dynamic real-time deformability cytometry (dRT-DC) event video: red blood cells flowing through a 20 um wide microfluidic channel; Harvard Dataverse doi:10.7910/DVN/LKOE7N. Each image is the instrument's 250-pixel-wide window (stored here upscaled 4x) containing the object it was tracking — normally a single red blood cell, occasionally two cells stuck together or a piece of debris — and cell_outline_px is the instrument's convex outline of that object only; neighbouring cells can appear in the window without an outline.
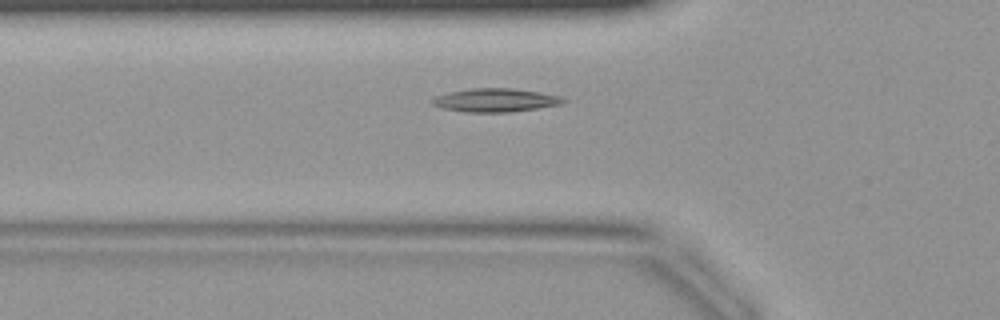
{"species": "common noctule bat (a hibernating species)", "species_latin": "Nyctalus noctula", "temperature_condition": "warm", "stored_images_in_passage": 38, "camera_frame_rate_fps": 3000, "um_per_image_px": 0.085, "animal": {"sex": "female", "body_mass_g": 19.9}, "frame": {"image": 1, "passage_image": 10, "time_ms": 3.0, "image_size_px": [1000, 320], "cell_outline_px": [[568, 100], [564, 104], [508, 112], [464, 112], [444, 108], [432, 104], [428, 100], [436, 96], [448, 92], [472, 88], [512, 88], [540, 92], [560, 96]], "centroid_in_image_um": [42.11, 8.51], "position_along_channel_um": 83.7, "area_um2": 17.98}}
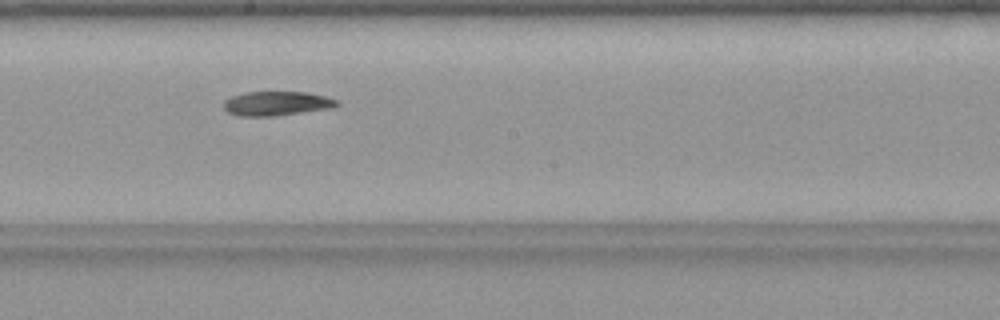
{"frame": {"image": 2, "passage_image": 19, "time_ms": 6.0, "image_size_px": [1000, 320], "cell_outline_px": [[340, 104], [332, 108], [272, 116], [240, 116], [228, 112], [224, 108], [224, 100], [232, 96], [244, 92], [308, 92], [324, 96], [336, 100]], "centroid_in_image_um": [23.5, 8.79], "position_along_channel_um": 224.7, "area_um2": 15.9}}
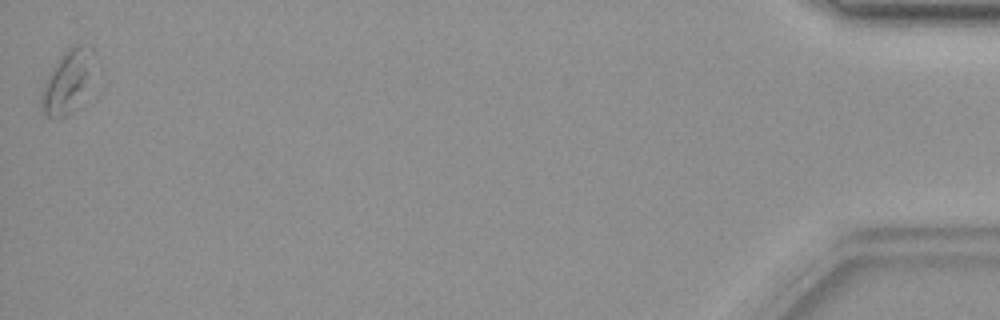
{"frame": {"image": 3, "passage_image": 38, "time_ms": 12.333, "image_size_px": [1000, 320], "cell_outline_px": [[108, 80], [104, 84], [64, 116], [56, 120], [40, 112], [40, 92], [44, 80], [56, 60], [72, 44], [80, 44], [104, 72]], "centroid_in_image_um": [5.96, 6.99], "position_along_channel_um": 429.2, "area_um2": 22.14}}